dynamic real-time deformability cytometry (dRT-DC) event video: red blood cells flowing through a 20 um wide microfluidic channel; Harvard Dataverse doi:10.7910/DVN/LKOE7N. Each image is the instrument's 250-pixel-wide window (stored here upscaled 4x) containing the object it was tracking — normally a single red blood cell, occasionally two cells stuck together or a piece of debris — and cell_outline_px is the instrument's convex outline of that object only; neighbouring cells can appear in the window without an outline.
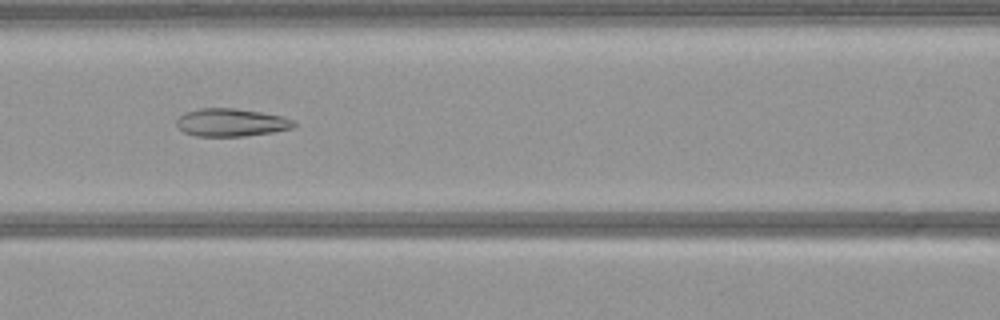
{"species": "common noctule bat (a hibernating species)", "species_latin": "Nyctalus noctula", "temperature_condition": "warm", "stored_images_in_passage": 52, "camera_frame_rate_fps": 3000, "um_per_image_px": 0.085, "animal": {"sex": "female", "body_mass_g": 21.9}, "frame": {"image": 1, "passage_image": 22, "time_ms": 7.0, "image_size_px": [1000, 320], "cell_outline_px": [[296, 128], [272, 132], [244, 136], [196, 136], [184, 132], [176, 124], [176, 120], [184, 112], [200, 108], [236, 108], [260, 112], [280, 116], [296, 120]], "centroid_in_image_um": [19.67, 10.41], "position_along_channel_um": 146.9, "area_um2": 19.13}}
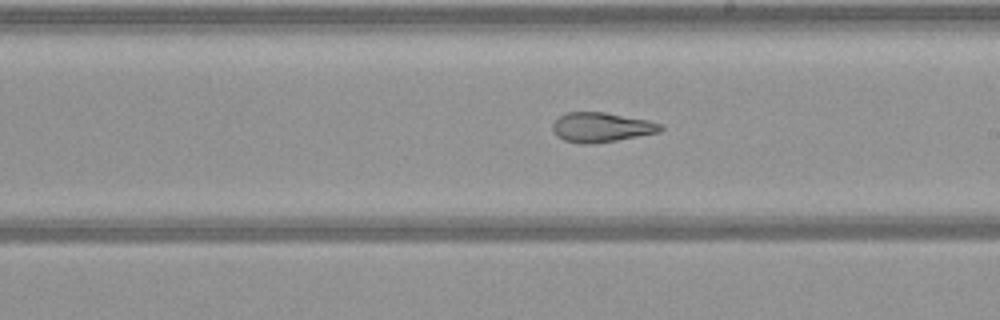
{"frame": {"image": 2, "passage_image": 29, "time_ms": 9.333, "image_size_px": [1000, 320], "cell_outline_px": [[664, 128], [660, 132], [616, 140], [588, 144], [580, 144], [564, 140], [556, 136], [552, 128], [552, 124], [560, 116], [568, 112], [604, 112], [648, 120], [664, 124]], "centroid_in_image_um": [51.13, 10.82], "position_along_channel_um": 237.9, "area_um2": 18.61}}
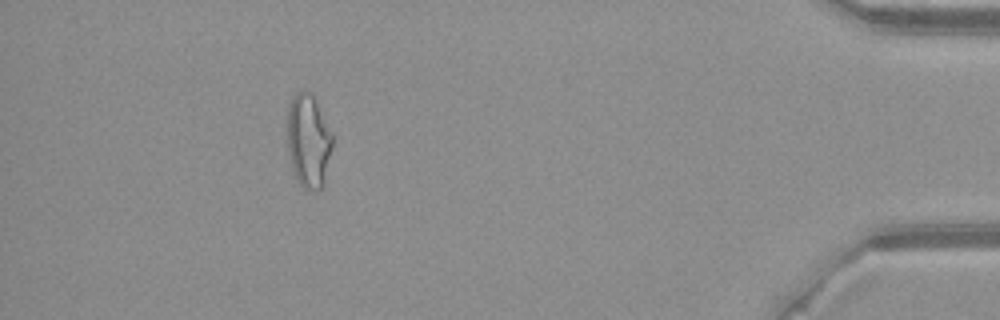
{"frame": {"image": 3, "passage_image": 47, "time_ms": 15.333, "image_size_px": [1000, 320], "cell_outline_px": [[332, 148], [324, 184], [316, 192], [304, 188], [296, 180], [292, 168], [288, 152], [288, 104], [292, 96], [300, 88], [304, 88], [312, 92], [332, 136]], "centroid_in_image_um": [26.2, 11.95], "position_along_channel_um": 409.0, "area_um2": 24.8}}